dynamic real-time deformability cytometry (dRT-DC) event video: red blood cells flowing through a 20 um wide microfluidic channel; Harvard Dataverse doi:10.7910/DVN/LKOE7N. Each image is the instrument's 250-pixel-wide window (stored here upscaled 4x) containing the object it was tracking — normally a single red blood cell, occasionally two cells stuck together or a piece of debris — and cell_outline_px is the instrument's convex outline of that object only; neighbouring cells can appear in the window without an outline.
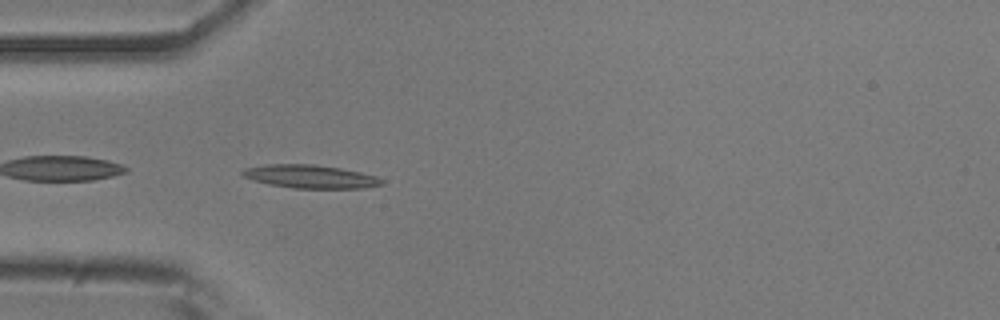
{"species": "common noctule bat (a hibernating species)", "species_latin": "Nyctalus noctula", "temperature_condition": "room temperature", "stored_images_in_passage": 38, "camera_frame_rate_fps": 3000, "um_per_image_px": 0.085, "animal": {"sex": "male", "body_mass_g": 20.5, "forearm_length_mm": 52.5}, "frame": {"image": 1, "passage_image": 1, "time_ms": 0.0, "image_size_px": [1000, 320], "cell_outline_px": [[384, 184], [364, 188], [292, 188], [268, 184], [244, 176], [240, 172], [244, 168], [264, 164], [312, 164], [340, 168], [360, 172], [376, 176], [384, 180]], "centroid_in_image_um": [26.39, 15.0], "position_along_channel_um": 58.6, "area_um2": 18.84}}
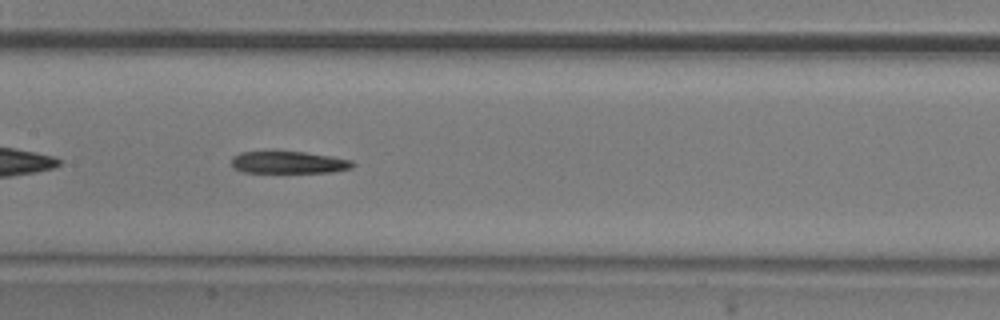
{"frame": {"image": 2, "passage_image": 11, "time_ms": 3.333, "image_size_px": [1000, 320], "cell_outline_px": [[356, 164], [352, 168], [332, 172], [244, 172], [236, 168], [232, 164], [232, 156], [240, 152], [304, 152], [332, 156], [352, 160]], "centroid_in_image_um": [24.59, 13.8], "position_along_channel_um": 182.8, "area_um2": 15.49}}
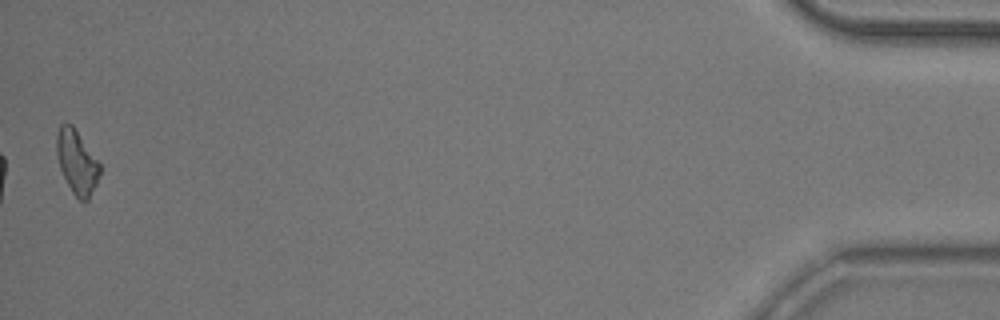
{"frame": {"image": 3, "passage_image": 38, "time_ms": 12.333, "image_size_px": [1000, 320], "cell_outline_px": [[100, 172], [96, 184], [88, 200], [84, 204], [72, 192], [60, 168], [56, 156], [56, 136], [60, 124], [72, 124], [100, 164]], "centroid_in_image_um": [6.52, 13.79], "position_along_channel_um": 428.7, "area_um2": 15.9}}